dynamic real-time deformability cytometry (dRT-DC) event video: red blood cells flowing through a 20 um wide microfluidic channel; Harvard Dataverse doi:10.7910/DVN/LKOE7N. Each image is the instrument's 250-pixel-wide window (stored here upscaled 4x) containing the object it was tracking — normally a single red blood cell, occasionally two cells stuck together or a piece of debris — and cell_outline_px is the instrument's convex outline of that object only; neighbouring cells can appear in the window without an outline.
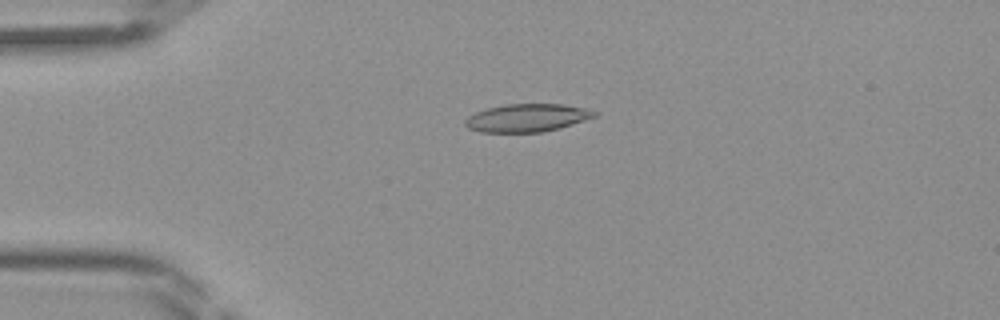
{"species": "Egyptian fruit bat (a non-hibernating species)", "species_latin": "Rousettus aegyptiacus", "temperature_condition": "room temperature", "stored_images_in_passage": 44, "camera_frame_rate_fps": 3000, "um_per_image_px": 0.085, "frame": {"image": 1, "passage_image": 11, "time_ms": 3.333, "image_size_px": [1000, 320], "cell_outline_px": [[596, 116], [560, 128], [544, 132], [480, 132], [468, 128], [464, 124], [464, 120], [468, 116], [476, 112], [488, 108], [504, 104], [564, 104], [584, 108], [596, 112]], "centroid_in_image_um": [44.76, 10.02], "position_along_channel_um": 40.2, "area_um2": 20.98}}
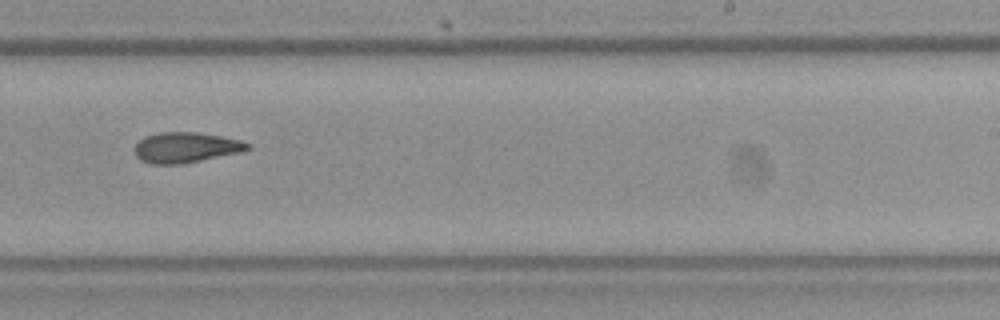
{"frame": {"image": 2, "passage_image": 28, "time_ms": 9.0, "image_size_px": [1000, 320], "cell_outline_px": [[252, 148], [240, 152], [180, 164], [152, 164], [140, 160], [136, 156], [132, 148], [144, 136], [160, 132], [196, 132], [220, 136], [240, 140], [252, 144]], "centroid_in_image_um": [15.76, 12.53], "position_along_channel_um": 273.2, "area_um2": 20.06}}
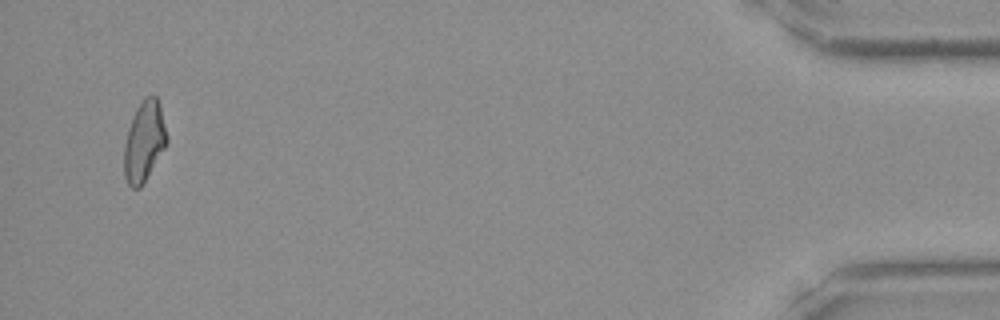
{"frame": {"image": 3, "passage_image": 43, "time_ms": 14.0, "image_size_px": [1000, 320], "cell_outline_px": [[168, 140], [164, 148], [144, 184], [140, 188], [132, 188], [128, 184], [124, 176], [124, 144], [128, 128], [132, 116], [136, 108], [144, 96], [152, 92], [156, 96], [160, 108], [168, 136]], "centroid_in_image_um": [12.24, 12.0], "position_along_channel_um": 423.0, "area_um2": 20.23}}